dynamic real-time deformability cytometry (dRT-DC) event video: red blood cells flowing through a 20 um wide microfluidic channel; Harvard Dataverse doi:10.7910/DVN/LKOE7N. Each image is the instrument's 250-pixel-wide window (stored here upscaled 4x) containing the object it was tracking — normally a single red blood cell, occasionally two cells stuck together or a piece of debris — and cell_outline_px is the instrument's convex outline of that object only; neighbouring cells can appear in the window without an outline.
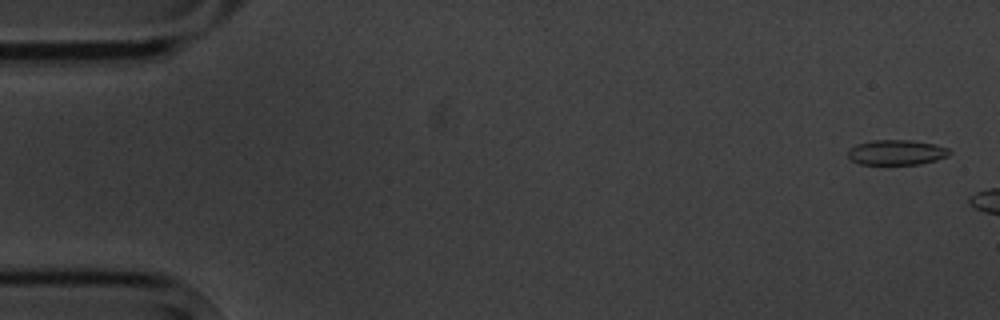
{"species": "common noctule bat (a hibernating species)", "species_latin": "Nyctalus noctula", "temperature_condition": "cold", "stored_images_in_passage": 3, "camera_frame_rate_fps": 3000, "um_per_image_px": 0.085, "animal": {"sex": "male", "body_mass_g": 20.1, "forearm_length_mm": 53.5}, "frame": {"image": 1, "passage_image": 1, "time_ms": 0.0, "image_size_px": [1000, 320], "cell_outline_px": [[952, 152], [948, 156], [936, 160], [920, 164], [860, 164], [852, 160], [848, 156], [848, 148], [856, 144], [872, 140], [912, 140], [936, 144], [948, 148]], "centroid_in_image_um": [76.21, 12.94], "position_along_channel_um": 8.8, "area_um2": 14.97}}